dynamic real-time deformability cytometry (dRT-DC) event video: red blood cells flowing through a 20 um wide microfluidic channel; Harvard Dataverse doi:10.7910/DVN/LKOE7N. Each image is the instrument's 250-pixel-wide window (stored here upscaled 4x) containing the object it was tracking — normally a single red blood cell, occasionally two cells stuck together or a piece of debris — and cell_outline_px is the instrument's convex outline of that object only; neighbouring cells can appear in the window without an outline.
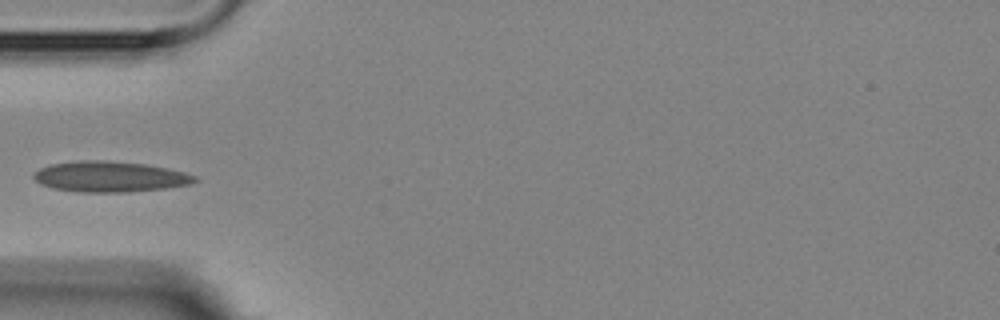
{"species": "Egyptian fruit bat (a non-hibernating species)", "species_latin": "Rousettus aegyptiacus", "temperature_condition": "room temperature", "stored_images_in_passage": 5, "camera_frame_rate_fps": 3000, "um_per_image_px": 0.085, "animal": {"sex": "female"}, "frame": {"image": 1, "passage_image": 5, "time_ms": 6.0, "image_size_px": [1000, 320], "cell_outline_px": [[200, 180], [188, 184], [164, 188], [128, 192], [76, 192], [52, 188], [40, 184], [32, 176], [40, 168], [52, 164], [80, 160], [104, 160], [144, 164], [168, 168], [184, 172], [196, 176]], "centroid_in_image_um": [9.33, 15.02], "position_along_channel_um": 75.7, "area_um2": 28.73}}